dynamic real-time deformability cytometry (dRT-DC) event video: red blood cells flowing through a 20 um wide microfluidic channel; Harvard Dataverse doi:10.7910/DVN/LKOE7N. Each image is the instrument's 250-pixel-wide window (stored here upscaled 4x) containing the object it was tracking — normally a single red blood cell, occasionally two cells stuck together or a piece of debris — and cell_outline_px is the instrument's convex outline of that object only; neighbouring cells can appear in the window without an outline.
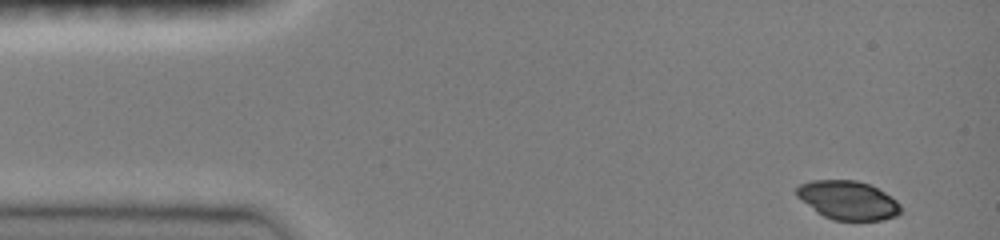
{"species": "common noctule bat (a hibernating species)", "species_latin": "Nyctalus noctula", "temperature_condition": "room temperature", "stored_images_in_passage": 18, "camera_frame_rate_fps": 3000, "um_per_image_px": 0.085, "animal": {"sex": "female", "body_mass_g": 19.0, "forearm_length_mm": 51.5}, "frame": {"image": 1, "passage_image": 1, "time_ms": 0.0, "image_size_px": [1000, 240], "cell_outline_px": [[904, 212], [896, 216], [884, 220], [832, 220], [816, 212], [796, 196], [796, 188], [800, 184], [812, 180], [856, 180], [868, 184], [884, 192], [896, 200], [904, 208]], "centroid_in_image_um": [72.1, 17.03], "position_along_channel_um": 12.9, "area_um2": 23.7}}
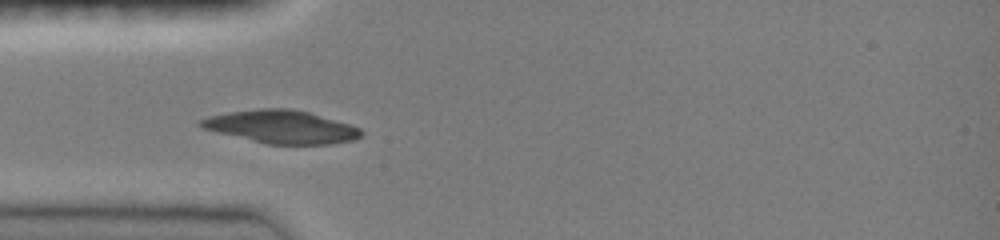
{"frame": {"image": 2, "passage_image": 10, "time_ms": 3.667, "image_size_px": [1000, 240], "cell_outline_px": [[364, 132], [356, 140], [332, 144], [268, 144], [216, 132], [200, 128], [196, 124], [200, 120], [208, 116], [228, 112], [260, 108], [292, 108], [308, 112], [352, 124], [360, 128]], "centroid_in_image_um": [23.92, 10.77], "position_along_channel_um": 61.1, "area_um2": 31.1}}
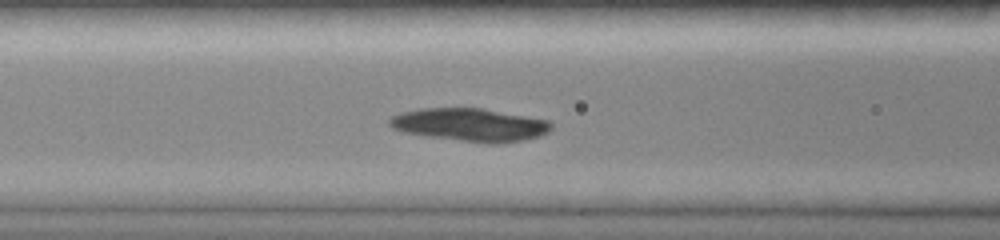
{"frame": {"image": 3, "passage_image": 14, "time_ms": 5.333, "image_size_px": [1000, 240], "cell_outline_px": [[552, 128], [548, 132], [540, 136], [520, 140], [496, 144], [460, 140], [428, 136], [404, 132], [392, 128], [388, 124], [388, 120], [392, 116], [400, 112], [420, 108], [484, 108], [548, 120], [552, 124]], "centroid_in_image_um": [39.94, 10.59], "position_along_channel_um": 126.7, "area_um2": 30.98}}